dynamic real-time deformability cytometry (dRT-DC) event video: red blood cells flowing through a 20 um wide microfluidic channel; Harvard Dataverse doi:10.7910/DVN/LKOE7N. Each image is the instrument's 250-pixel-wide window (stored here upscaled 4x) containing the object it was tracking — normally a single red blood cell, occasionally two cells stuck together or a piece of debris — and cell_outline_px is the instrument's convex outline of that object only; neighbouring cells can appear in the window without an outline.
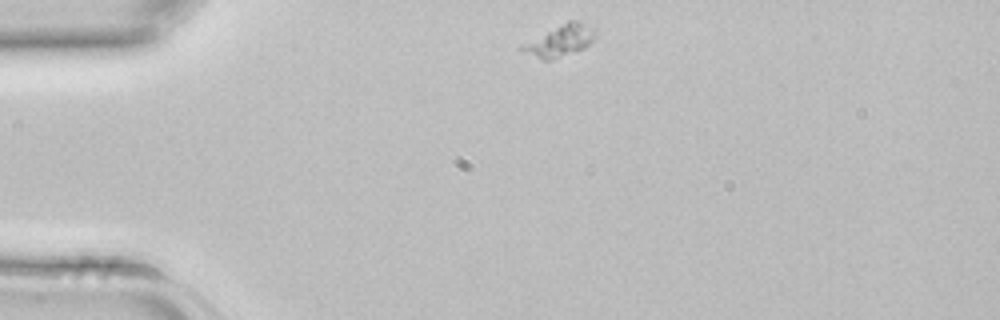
{"species": "common noctule bat (a hibernating species)", "species_latin": "Nyctalus noctula", "temperature_condition": "room temperature", "stored_images_in_passage": 4, "camera_frame_rate_fps": 3000, "um_per_image_px": 0.085, "animal": {"sex": "female", "body_mass_g": 22.7, "forearm_length_mm": 54.2}, "frame": {"image": 1, "passage_image": 1, "time_ms": 0.0, "image_size_px": [1000, 320], "cell_outline_px": [[596, 28], [592, 40], [584, 48], [548, 60], [544, 60], [516, 48], [568, 20], [576, 20]], "centroid_in_image_um": [47.62, 3.44], "position_along_channel_um": 37.4, "area_um2": 12.83}}